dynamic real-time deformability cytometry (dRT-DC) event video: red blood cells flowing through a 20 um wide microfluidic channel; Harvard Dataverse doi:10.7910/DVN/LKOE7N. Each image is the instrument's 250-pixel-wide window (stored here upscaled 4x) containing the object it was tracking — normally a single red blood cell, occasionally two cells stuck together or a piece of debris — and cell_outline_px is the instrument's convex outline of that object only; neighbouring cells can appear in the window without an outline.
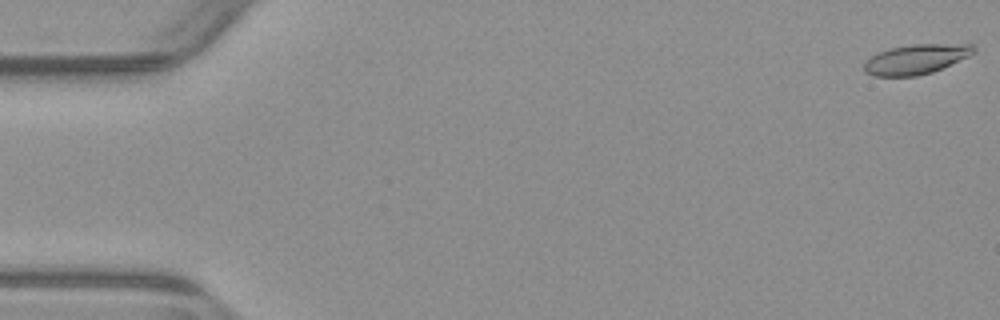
{"species": "common noctule bat (a hibernating species)", "species_latin": "Nyctalus noctula", "temperature_condition": "warm", "stored_images_in_passage": 54, "camera_frame_rate_fps": 3000, "um_per_image_px": 0.085, "animal": {"sex": "male", "body_mass_g": 23.1, "forearm_length_mm": 52.7}, "frame": {"image": 1, "passage_image": 1, "time_ms": 0.0, "image_size_px": [1000, 320], "cell_outline_px": [[976, 52], [968, 56], [932, 72], [916, 76], [872, 76], [864, 72], [864, 64], [872, 56], [888, 48], [912, 44], [972, 44], [976, 48]], "centroid_in_image_um": [77.86, 5.03], "position_along_channel_um": 7.1, "area_um2": 18.9}}
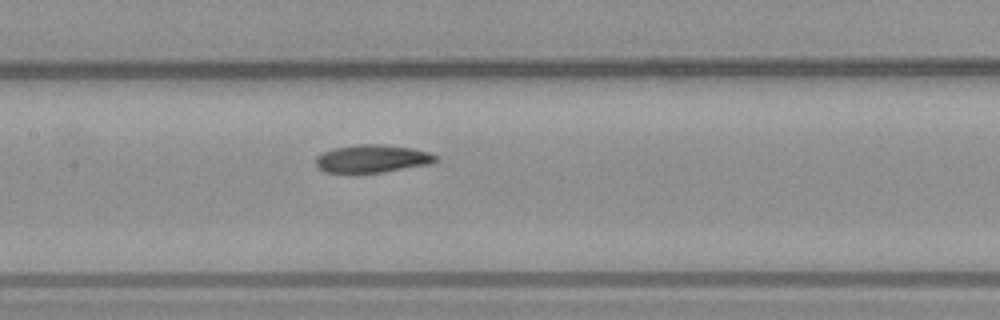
{"frame": {"image": 2, "passage_image": 26, "time_ms": 8.333, "image_size_px": [1000, 320], "cell_outline_px": [[436, 160], [432, 164], [384, 172], [324, 172], [316, 164], [316, 156], [332, 148], [356, 144], [384, 144], [412, 148], [428, 152], [436, 156]], "centroid_in_image_um": [31.65, 13.47], "position_along_channel_um": 175.8, "area_um2": 19.42}}
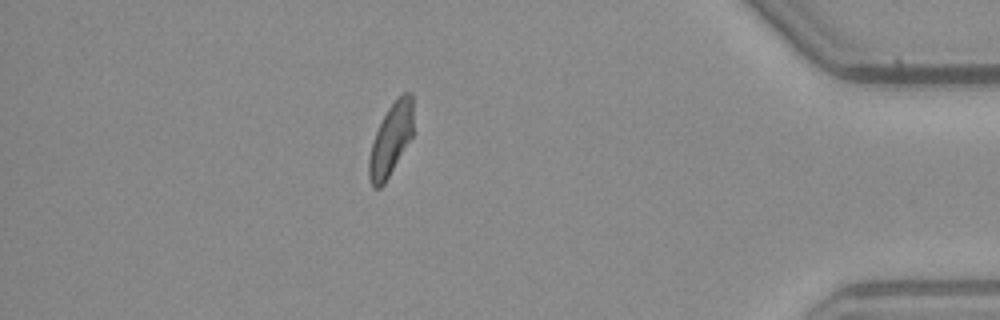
{"frame": {"image": 3, "passage_image": 47, "time_ms": 15.333, "image_size_px": [1000, 320], "cell_outline_px": [[412, 136], [384, 184], [380, 188], [372, 188], [368, 176], [368, 160], [372, 144], [376, 132], [388, 108], [404, 92], [412, 92]], "centroid_in_image_um": [33.2, 11.9], "position_along_channel_um": 402.0, "area_um2": 18.21}, "authors_computed_cell_mechanics": {"area_um2": 19.4786, "velocity_mm_per_s": 3.8907, "shape_relaxation_time_tau1_ms": null, "shape_relaxation_time_tau2_ms": 4.4677, "deformation_change_tau1": null, "deformation_change_tau2": 0.117}}